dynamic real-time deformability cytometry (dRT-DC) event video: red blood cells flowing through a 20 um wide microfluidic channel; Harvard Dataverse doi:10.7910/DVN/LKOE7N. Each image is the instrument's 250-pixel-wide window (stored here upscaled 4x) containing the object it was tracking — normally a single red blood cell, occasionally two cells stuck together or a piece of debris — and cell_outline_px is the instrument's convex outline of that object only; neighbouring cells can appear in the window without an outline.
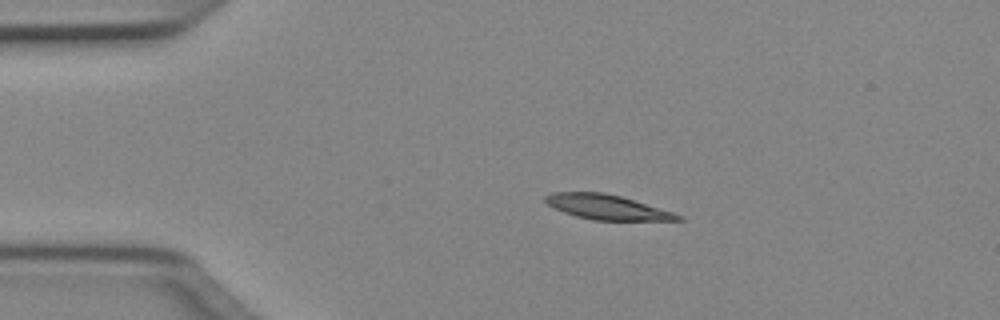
{"species": "Egyptian fruit bat (a non-hibernating species)", "species_latin": "Rousettus aegyptiacus", "temperature_condition": "cold", "stored_images_in_passage": 41, "camera_frame_rate_fps": 3000, "um_per_image_px": 0.085, "animal": {"sex": "female"}, "frame": {"image": 1, "passage_image": 1, "time_ms": 0.0, "image_size_px": [1000, 320], "cell_outline_px": [[684, 220], [592, 220], [576, 216], [564, 212], [548, 204], [544, 200], [544, 196], [552, 192], [604, 192], [620, 196], [672, 212], [684, 216]], "centroid_in_image_um": [51.57, 17.6], "position_along_channel_um": 33.4, "area_um2": 18.9}}
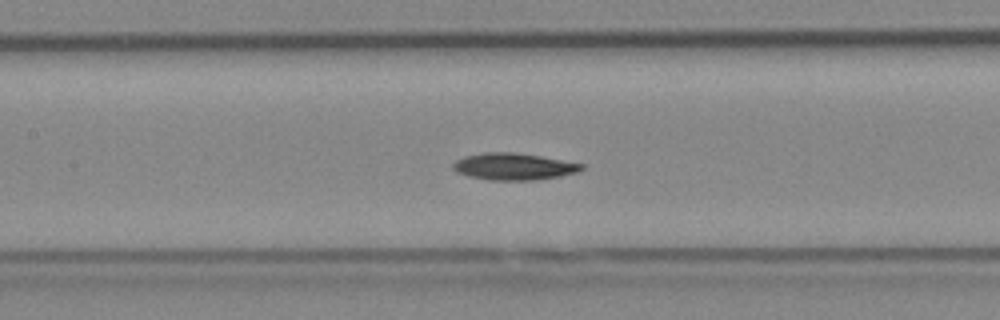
{"frame": {"image": 2, "passage_image": 14, "time_ms": 4.333, "image_size_px": [1000, 320], "cell_outline_px": [[584, 168], [576, 172], [560, 176], [536, 180], [488, 180], [468, 176], [456, 172], [452, 168], [452, 164], [456, 160], [464, 156], [484, 152], [512, 152], [540, 156], [584, 164]], "centroid_in_image_um": [43.62, 14.16], "position_along_channel_um": 163.8, "area_um2": 20.11}}
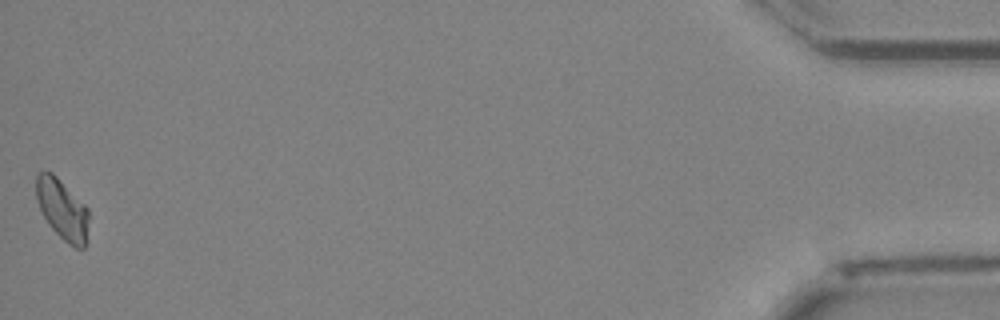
{"frame": {"image": 3, "passage_image": 41, "time_ms": 13.333, "image_size_px": [1000, 320], "cell_outline_px": [[88, 220], [84, 248], [76, 248], [68, 244], [48, 224], [36, 200], [36, 172], [52, 172], [88, 208]], "centroid_in_image_um": [5.27, 17.78], "position_along_channel_um": 429.9, "area_um2": 18.21}}